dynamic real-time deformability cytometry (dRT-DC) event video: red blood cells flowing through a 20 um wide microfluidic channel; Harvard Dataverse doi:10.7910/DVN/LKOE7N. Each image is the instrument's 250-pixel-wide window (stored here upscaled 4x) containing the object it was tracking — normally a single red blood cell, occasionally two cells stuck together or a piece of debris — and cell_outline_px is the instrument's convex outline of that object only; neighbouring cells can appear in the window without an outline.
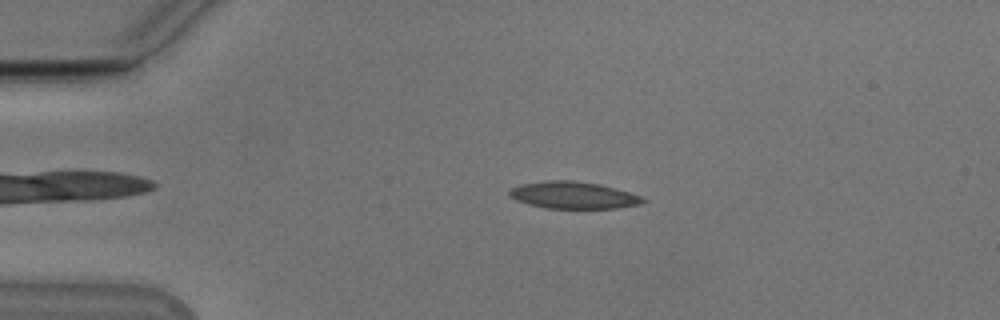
{"species": "Egyptian fruit bat (a non-hibernating species)", "species_latin": "Rousettus aegyptiacus", "temperature_condition": "cold", "stored_images_in_passage": 46, "camera_frame_rate_fps": 3000, "um_per_image_px": 0.085, "animal": {"sex": "male"}, "frame": {"image": 1, "passage_image": 4, "time_ms": 1.0, "image_size_px": [1000, 320], "cell_outline_px": [[648, 200], [640, 204], [616, 208], [544, 208], [528, 204], [516, 200], [508, 196], [508, 192], [512, 188], [520, 184], [544, 180], [572, 180], [600, 184], [616, 188], [640, 196]], "centroid_in_image_um": [48.7, 16.58], "position_along_channel_um": 36.3, "area_um2": 21.1}}
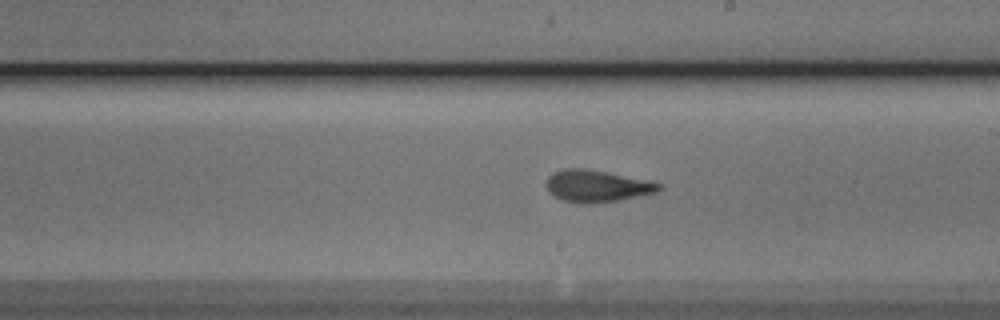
{"frame": {"image": 2, "passage_image": 23, "time_ms": 7.333, "image_size_px": [1000, 320], "cell_outline_px": [[664, 188], [656, 192], [616, 200], [588, 204], [580, 204], [564, 200], [548, 192], [544, 184], [548, 176], [552, 172], [560, 168], [584, 168], [664, 184]], "centroid_in_image_um": [50.66, 15.81], "position_along_channel_um": 238.3, "area_um2": 20.81}}
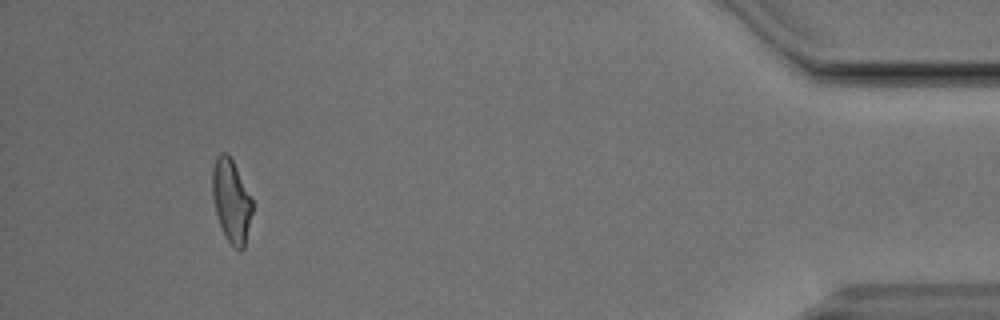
{"frame": {"image": 3, "passage_image": 42, "time_ms": 13.667, "image_size_px": [1000, 320], "cell_outline_px": [[252, 212], [244, 248], [240, 252], [228, 240], [220, 224], [216, 212], [212, 196], [212, 172], [216, 156], [220, 152], [228, 152], [252, 200]], "centroid_in_image_um": [19.65, 17.05], "position_along_channel_um": 415.6, "area_um2": 18.96}, "authors_computed_cell_mechanics": {"area_um2": 20.23, "velocity_mm_per_s": 3.8408, "shape_relaxation_time_tau1_ms": 9.5196, "shape_relaxation_time_tau2_ms": 2.2306, "deformation_change_tau1": 0.2227, "deformation_change_tau2": 0.0946}}